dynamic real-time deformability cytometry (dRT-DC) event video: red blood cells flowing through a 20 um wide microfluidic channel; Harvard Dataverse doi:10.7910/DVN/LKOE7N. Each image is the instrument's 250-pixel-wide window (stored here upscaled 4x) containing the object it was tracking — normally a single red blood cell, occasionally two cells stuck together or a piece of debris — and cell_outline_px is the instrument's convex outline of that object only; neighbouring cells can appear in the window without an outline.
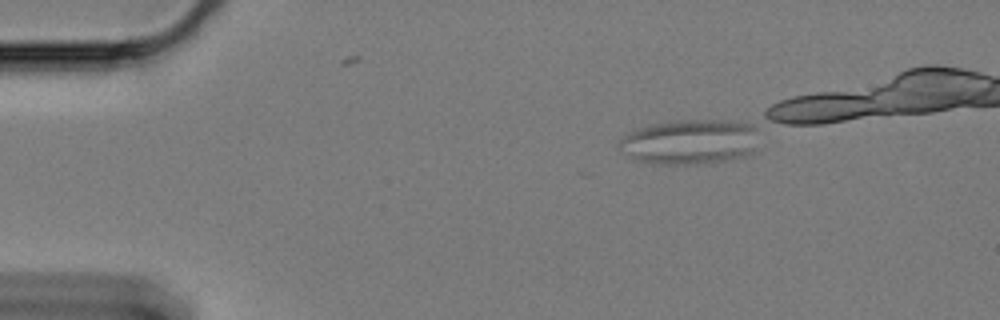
{"species": "Egyptian fruit bat (a non-hibernating species)", "species_latin": "Rousettus aegyptiacus", "temperature_condition": "cold", "stored_images_in_passage": 3, "camera_frame_rate_fps": 3000, "um_per_image_px": 0.085, "animal": {"sex": "female"}, "frame": {"image": 1, "passage_image": 3, "time_ms": 0.667, "image_size_px": [1000, 320], "cell_outline_px": [[752, 152], [744, 156], [728, 160], [708, 164], [648, 164], [632, 156], [620, 148], [620, 140], [632, 132], [648, 124], [676, 120], [724, 120], [748, 124], [752, 128]], "centroid_in_image_um": [58.58, 12.07], "position_along_channel_um": 26.4, "area_um2": 35.66}}